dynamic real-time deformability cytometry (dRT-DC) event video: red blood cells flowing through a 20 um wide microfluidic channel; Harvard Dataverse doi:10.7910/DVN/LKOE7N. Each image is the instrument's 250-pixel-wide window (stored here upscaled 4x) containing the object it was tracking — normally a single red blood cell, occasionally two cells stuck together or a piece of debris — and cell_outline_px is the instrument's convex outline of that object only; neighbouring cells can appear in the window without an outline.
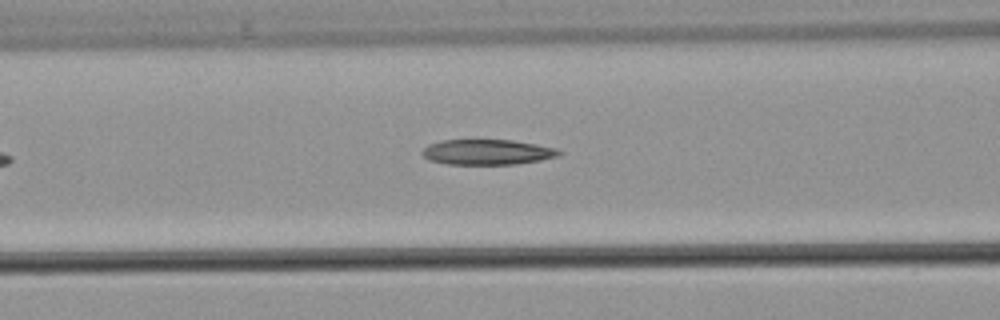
{"species": "common noctule bat (a hibernating species)", "species_latin": "Nyctalus noctula", "temperature_condition": "warm", "stored_images_in_passage": 4, "camera_frame_rate_fps": 3000, "um_per_image_px": 0.085, "animal": {"sex": "male", "body_mass_g": 21.5, "forearm_length_mm": 52.0}, "frame": {"image": 1, "passage_image": 4, "time_ms": 3.667, "image_size_px": [1000, 320], "cell_outline_px": [[564, 152], [560, 156], [540, 160], [516, 164], [448, 164], [428, 160], [420, 152], [428, 144], [440, 140], [512, 140], [536, 144], [556, 148]], "centroid_in_image_um": [41.42, 12.92], "position_along_channel_um": 125.2, "area_um2": 20.29}}